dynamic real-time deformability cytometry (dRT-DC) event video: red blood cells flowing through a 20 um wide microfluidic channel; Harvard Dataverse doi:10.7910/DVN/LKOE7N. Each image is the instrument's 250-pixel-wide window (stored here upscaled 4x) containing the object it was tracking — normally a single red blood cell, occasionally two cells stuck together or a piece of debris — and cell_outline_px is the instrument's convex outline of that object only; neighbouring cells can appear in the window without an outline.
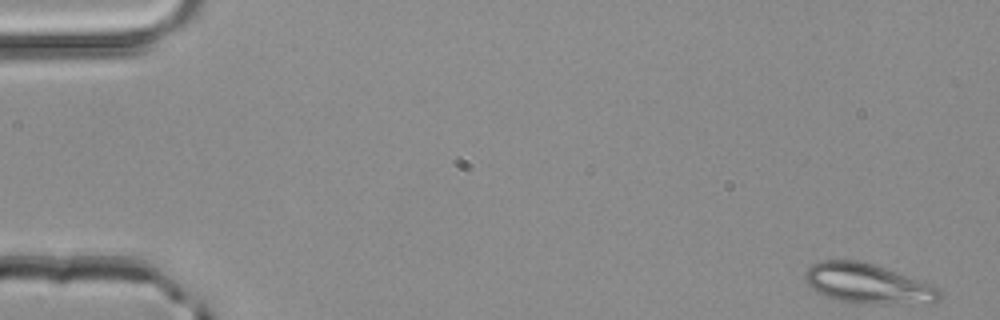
{"species": "common noctule bat (a hibernating species)", "species_latin": "Nyctalus noctula", "temperature_condition": "room temperature", "stored_images_in_passage": 4, "camera_frame_rate_fps": 3000, "um_per_image_px": 0.085, "animal": {"sex": "male", "body_mass_g": 20.4}, "frame": {"image": 1, "passage_image": 1, "time_ms": 0.0, "image_size_px": [1000, 320], "cell_outline_px": [[940, 296], [932, 304], [864, 304], [840, 300], [828, 296], [820, 292], [808, 284], [804, 280], [804, 272], [812, 264], [820, 260], [856, 260], [872, 264], [924, 280], [940, 288]], "centroid_in_image_um": [73.83, 24.11], "position_along_channel_um": 11.2, "area_um2": 31.44}}